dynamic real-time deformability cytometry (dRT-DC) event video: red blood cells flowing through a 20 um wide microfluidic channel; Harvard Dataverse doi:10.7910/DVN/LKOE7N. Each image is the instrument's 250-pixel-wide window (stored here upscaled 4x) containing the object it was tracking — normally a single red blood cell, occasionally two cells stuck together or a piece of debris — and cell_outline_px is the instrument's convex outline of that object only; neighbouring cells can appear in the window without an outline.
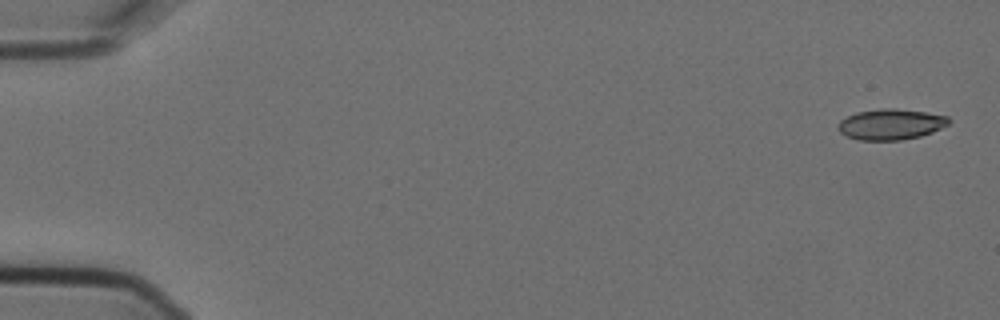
{"species": "Egyptian fruit bat (a non-hibernating species)", "species_latin": "Rousettus aegyptiacus", "temperature_condition": "cold", "stored_images_in_passage": 2, "camera_frame_rate_fps": 3000, "um_per_image_px": 0.085, "animal": {"sex": "female"}, "frame": {"image": 1, "passage_image": 2, "time_ms": 0.333, "image_size_px": [1000, 320], "cell_outline_px": [[948, 124], [932, 132], [920, 136], [900, 140], [860, 140], [848, 136], [840, 132], [836, 128], [840, 120], [856, 112], [880, 108], [896, 108], [924, 112], [948, 116]], "centroid_in_image_um": [75.68, 10.56], "position_along_channel_um": 9.3, "area_um2": 19.71}}